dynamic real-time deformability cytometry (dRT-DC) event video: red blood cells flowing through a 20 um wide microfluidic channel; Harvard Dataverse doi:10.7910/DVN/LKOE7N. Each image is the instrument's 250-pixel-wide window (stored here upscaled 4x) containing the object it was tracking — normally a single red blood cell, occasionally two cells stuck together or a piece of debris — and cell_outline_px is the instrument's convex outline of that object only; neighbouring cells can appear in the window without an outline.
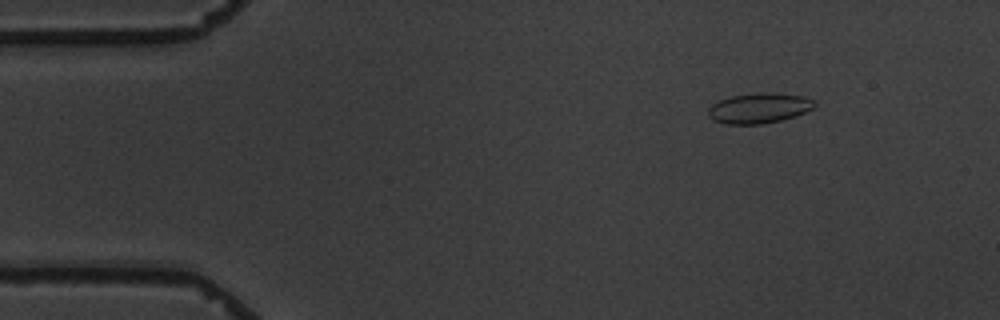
{"species": "common noctule bat (a hibernating species)", "species_latin": "Nyctalus noctula", "temperature_condition": "warm", "stored_images_in_passage": 6, "camera_frame_rate_fps": 3000, "um_per_image_px": 0.085, "animal": {"sex": "male", "body_mass_g": 19.5, "forearm_length_mm": 54.6}, "frame": {"image": 1, "passage_image": 2, "time_ms": 1.333, "image_size_px": [1000, 320], "cell_outline_px": [[816, 104], [812, 108], [796, 116], [780, 120], [760, 124], [724, 124], [712, 120], [708, 116], [708, 108], [712, 104], [720, 100], [732, 96], [764, 92], [776, 92], [804, 96], [816, 100]], "centroid_in_image_um": [64.53, 9.18], "position_along_channel_um": 20.5, "area_um2": 18.84}}
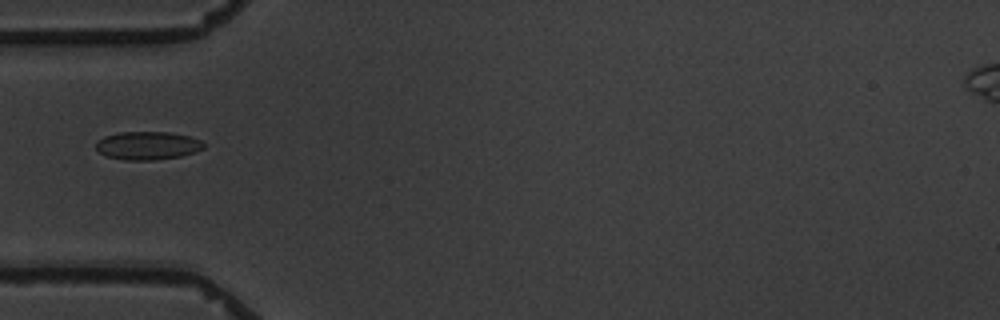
{"frame": {"image": 2, "passage_image": 5, "time_ms": 5.0, "image_size_px": [1000, 320], "cell_outline_px": [[204, 148], [196, 152], [180, 156], [152, 160], [124, 160], [108, 156], [100, 152], [96, 148], [96, 140], [104, 136], [120, 132], [168, 132], [188, 136], [200, 140], [204, 144]], "centroid_in_image_um": [12.53, 12.37], "position_along_channel_um": 72.5, "area_um2": 17.63}}
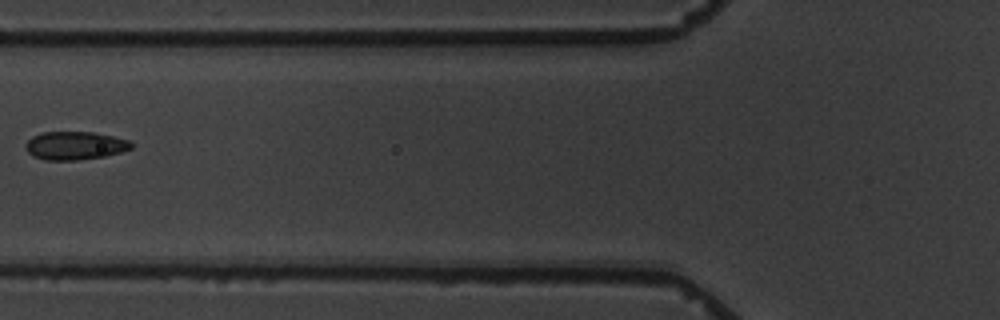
{"frame": {"image": 3, "passage_image": 6, "time_ms": 6.333, "image_size_px": [1000, 320], "cell_outline_px": [[136, 144], [132, 148], [120, 152], [104, 156], [76, 160], [44, 160], [32, 156], [24, 148], [24, 144], [32, 136], [44, 132], [96, 132], [128, 140]], "centroid_in_image_um": [6.36, 12.37], "position_along_channel_um": 119.4, "area_um2": 17.51}}